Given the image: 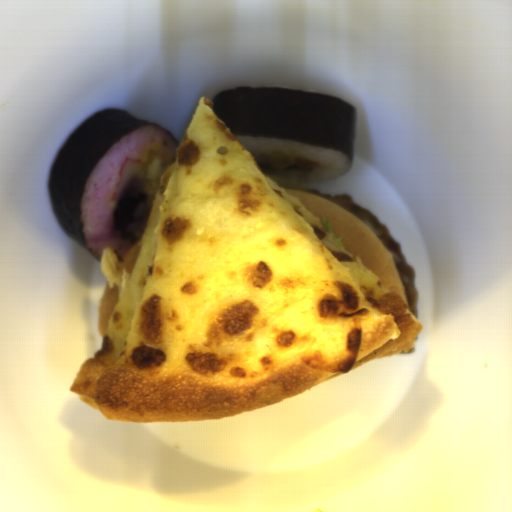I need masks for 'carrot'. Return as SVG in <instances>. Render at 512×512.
<instances>
[{
	"mask_svg": "<svg viewBox=\"0 0 512 512\" xmlns=\"http://www.w3.org/2000/svg\"><path fill=\"white\" fill-rule=\"evenodd\" d=\"M295 166H296V168H301V169L305 170V169H312V168L319 167V163H318V161H315L313 159L297 157L295 159Z\"/></svg>",
	"mask_w": 512,
	"mask_h": 512,
	"instance_id": "b8716197",
	"label": "carrot"
}]
</instances>
